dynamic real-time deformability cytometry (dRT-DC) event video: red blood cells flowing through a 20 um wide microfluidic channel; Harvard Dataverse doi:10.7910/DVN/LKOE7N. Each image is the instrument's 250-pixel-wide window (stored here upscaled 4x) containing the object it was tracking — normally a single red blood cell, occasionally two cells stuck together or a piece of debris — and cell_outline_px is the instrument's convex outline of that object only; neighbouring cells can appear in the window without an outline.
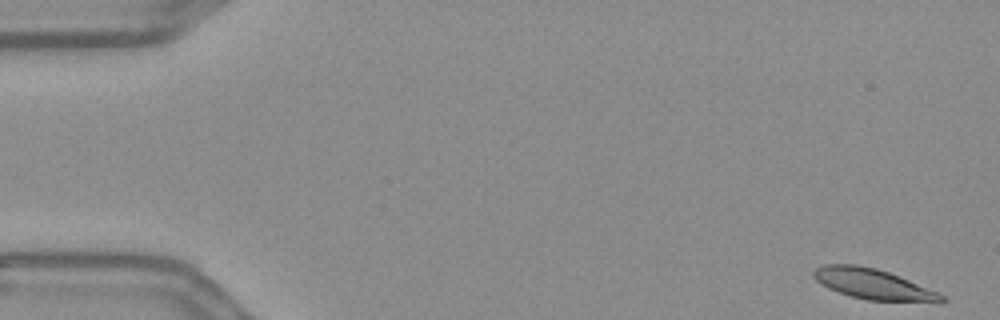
{"species": "Egyptian fruit bat (a non-hibernating species)", "species_latin": "Rousettus aegyptiacus", "temperature_condition": "warm", "stored_images_in_passage": 55, "camera_frame_rate_fps": 3000, "um_per_image_px": 0.085, "frame": {"image": 1, "passage_image": 1, "time_ms": 0.0, "image_size_px": [1000, 320], "cell_outline_px": [[948, 300], [940, 304], [868, 300], [852, 296], [828, 288], [820, 284], [812, 276], [812, 272], [816, 268], [824, 264], [856, 264], [876, 268], [888, 272], [908, 280], [936, 292], [944, 296]], "centroid_in_image_um": [74.26, 24.17], "position_along_channel_um": 10.7, "area_um2": 22.95}}
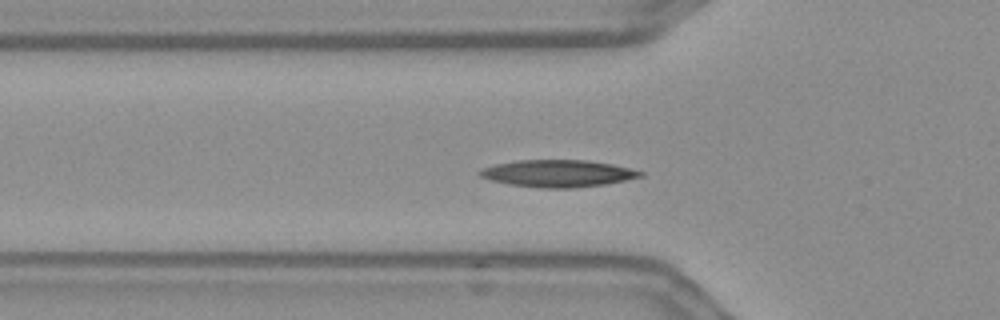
{"frame": {"image": 2, "passage_image": 18, "time_ms": 5.667, "image_size_px": [1000, 320], "cell_outline_px": [[644, 176], [604, 184], [572, 188], [540, 188], [512, 184], [492, 180], [480, 176], [476, 172], [484, 168], [496, 164], [516, 160], [588, 160], [612, 164], [644, 172]], "centroid_in_image_um": [47.42, 14.73], "position_along_channel_um": 78.4, "area_um2": 25.09}}
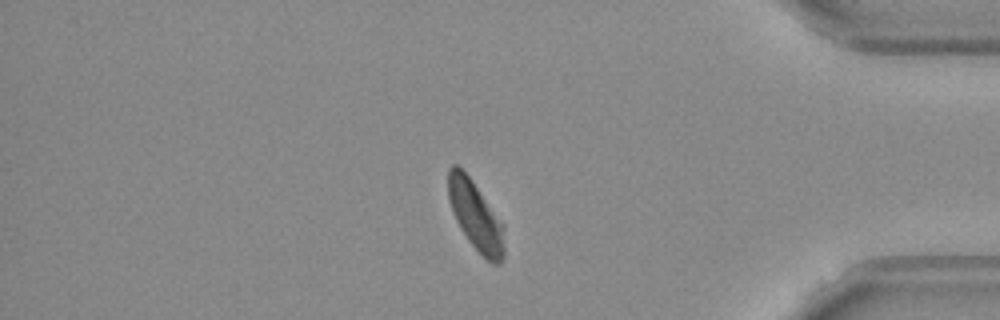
{"frame": {"image": 3, "passage_image": 47, "time_ms": 15.333, "image_size_px": [1000, 320], "cell_outline_px": [[504, 256], [500, 264], [492, 264], [468, 240], [460, 228], [452, 212], [448, 196], [448, 168], [452, 164], [456, 164], [472, 180], [504, 224]], "centroid_in_image_um": [40.43, 18.34], "position_along_channel_um": 394.8, "area_um2": 22.48}, "authors_computed_cell_mechanics": {"area_um2": 23.4668, "velocity_mm_per_s": 3.5839, "shape_relaxation_time_tau1_ms": 3.9789, "shape_relaxation_time_tau2_ms": 3.5079, "deformation_change_tau1": 0.1307, "deformation_change_tau2": 0.0945}}